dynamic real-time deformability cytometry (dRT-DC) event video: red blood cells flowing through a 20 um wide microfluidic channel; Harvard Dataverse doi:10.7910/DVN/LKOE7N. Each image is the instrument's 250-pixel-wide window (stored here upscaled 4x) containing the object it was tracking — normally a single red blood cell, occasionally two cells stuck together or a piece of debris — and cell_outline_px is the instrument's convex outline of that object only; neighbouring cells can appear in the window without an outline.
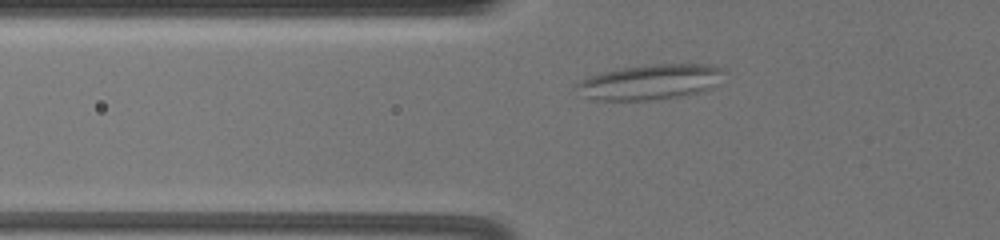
{"species": "common noctule bat (a hibernating species)", "species_latin": "Nyctalus noctula", "temperature_condition": "warm", "stored_images_in_passage": 45, "camera_frame_rate_fps": 3000, "um_per_image_px": 0.085, "animal": {"sex": "female", "body_mass_g": 19.5, "forearm_length_mm": 54.1}, "frame": {"image": 1, "passage_image": 9, "time_ms": 2.667, "image_size_px": [1000, 240], "cell_outline_px": [[724, 72], [712, 88], [700, 92], [680, 96], [644, 100], [596, 100], [584, 96], [572, 88], [576, 84], [588, 76], [604, 72], [624, 68], [656, 64], [700, 64], [720, 68]], "centroid_in_image_um": [55.2, 6.98], "position_along_channel_um": 70.6, "area_um2": 29.71}}
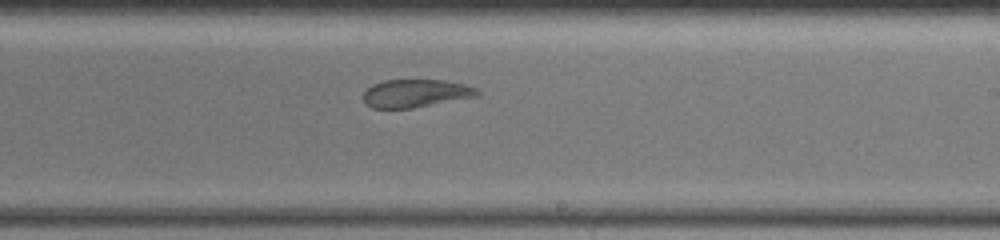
{"frame": {"image": 2, "passage_image": 26, "time_ms": 8.333, "image_size_px": [1000, 240], "cell_outline_px": [[480, 96], [412, 108], [372, 108], [364, 104], [364, 92], [372, 84], [384, 80], [444, 80], [464, 84], [476, 88], [480, 92]], "centroid_in_image_um": [35.34, 7.93], "position_along_channel_um": 253.7, "area_um2": 18.67}}
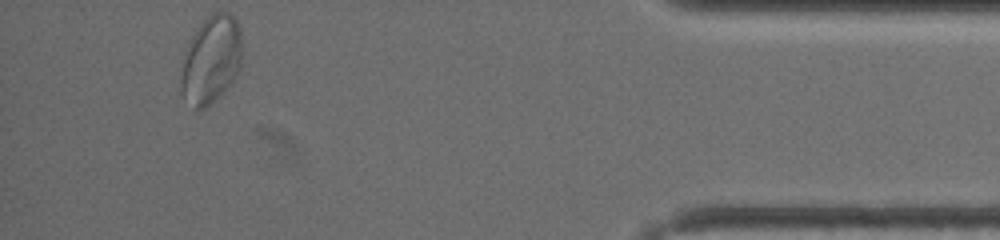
{"frame": {"image": 3, "passage_image": 45, "time_ms": 14.667, "image_size_px": [1000, 240], "cell_outline_px": [[240, 64], [232, 80], [204, 108], [196, 108], [180, 92], [180, 80], [184, 56], [188, 44], [196, 28], [212, 12], [228, 12], [236, 20], [240, 28]], "centroid_in_image_um": [17.91, 5.01], "position_along_channel_um": 417.3, "area_um2": 30.17}, "authors_computed_cell_mechanics": {"area_um2": 20.4612, "velocity_mm_per_s": 3.3264, "shape_relaxation_time_tau1_ms": null, "shape_relaxation_time_tau2_ms": 3.092, "deformation_change_tau1": null, "deformation_change_tau2": 0.0961}}